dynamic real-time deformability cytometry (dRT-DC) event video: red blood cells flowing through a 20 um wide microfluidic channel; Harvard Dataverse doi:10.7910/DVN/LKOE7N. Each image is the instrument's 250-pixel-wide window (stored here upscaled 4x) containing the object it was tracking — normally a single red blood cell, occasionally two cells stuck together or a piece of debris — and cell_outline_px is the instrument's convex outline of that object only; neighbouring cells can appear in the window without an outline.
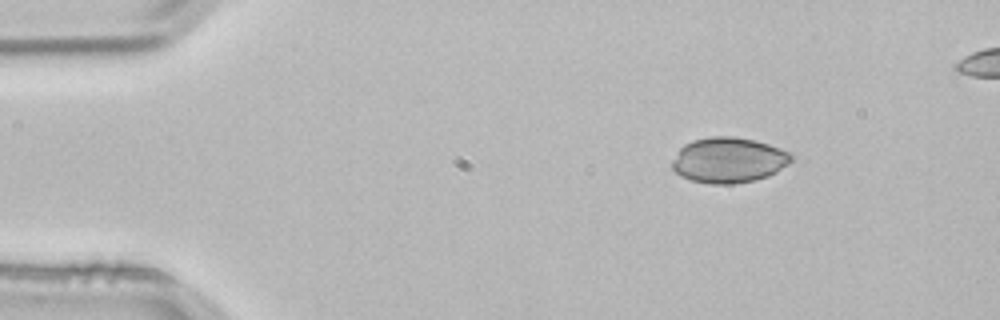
{"species": "common noctule bat (a hibernating species)", "species_latin": "Nyctalus noctula", "temperature_condition": "room temperature", "stored_images_in_passage": 3, "camera_frame_rate_fps": 3000, "um_per_image_px": 0.085, "animal": {"sex": "male", "body_mass_g": 21.5, "forearm_length_mm": 52.0}, "frame": {"image": 1, "passage_image": 1, "time_ms": 0.0, "image_size_px": [1000, 320], "cell_outline_px": [[796, 156], [788, 164], [776, 172], [768, 176], [756, 180], [732, 184], [708, 184], [692, 180], [680, 176], [672, 168], [672, 160], [680, 148], [684, 144], [692, 140], [712, 136], [732, 136], [756, 140], [792, 152]], "centroid_in_image_um": [61.96, 13.6], "position_along_channel_um": 23.0, "area_um2": 31.91}}